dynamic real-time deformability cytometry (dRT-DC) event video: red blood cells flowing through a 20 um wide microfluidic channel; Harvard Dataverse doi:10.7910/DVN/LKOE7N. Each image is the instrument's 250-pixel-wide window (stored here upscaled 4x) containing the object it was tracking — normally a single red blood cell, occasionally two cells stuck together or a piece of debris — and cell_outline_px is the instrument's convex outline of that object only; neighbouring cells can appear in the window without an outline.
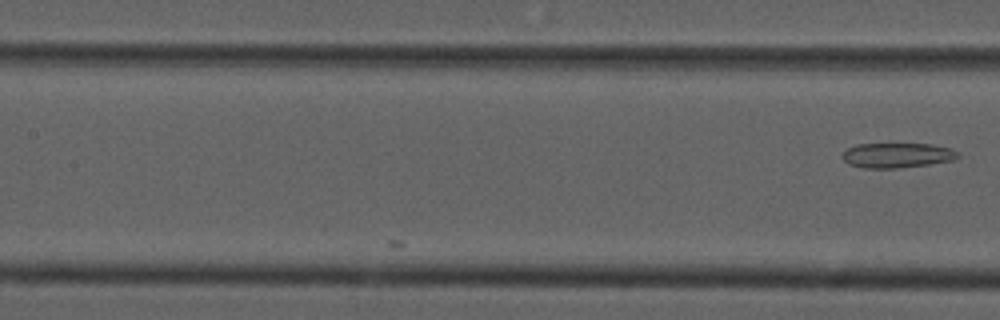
{"species": "common noctule bat (a hibernating species)", "species_latin": "Nyctalus noctula", "temperature_condition": "cold", "stored_images_in_passage": 7, "camera_frame_rate_fps": 3000, "um_per_image_px": 0.085, "animal": {"sex": "male", "forearm_length_mm": 52.5}, "frame": {"image": 1, "passage_image": 7, "time_ms": 2.0, "image_size_px": [1000, 320], "cell_outline_px": [[960, 156], [952, 160], [928, 164], [896, 168], [864, 168], [848, 164], [840, 156], [848, 148], [856, 144], [932, 144], [952, 148], [960, 152]], "centroid_in_image_um": [76.26, 13.19], "position_along_channel_um": 131.1, "area_um2": 16.82}}